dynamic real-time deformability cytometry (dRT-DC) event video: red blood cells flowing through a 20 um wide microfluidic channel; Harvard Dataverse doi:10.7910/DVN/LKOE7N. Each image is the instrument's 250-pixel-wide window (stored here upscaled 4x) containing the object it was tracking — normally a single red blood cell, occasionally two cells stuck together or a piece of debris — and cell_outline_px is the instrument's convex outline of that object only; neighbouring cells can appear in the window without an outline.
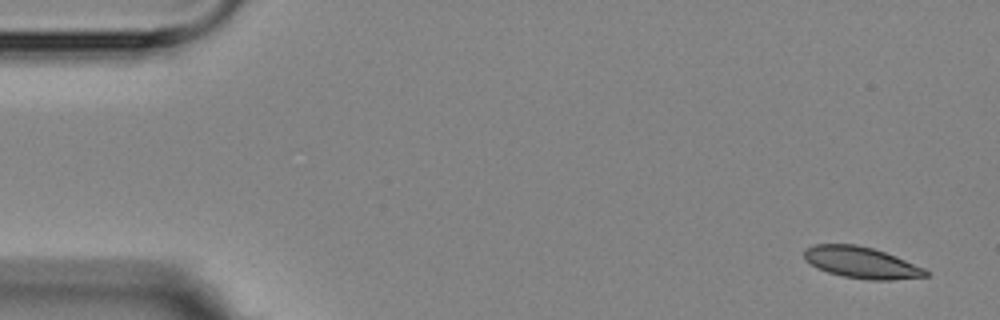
{"species": "Egyptian fruit bat (a non-hibernating species)", "species_latin": "Rousettus aegyptiacus", "temperature_condition": "room temperature", "stored_images_in_passage": 6, "camera_frame_rate_fps": 3000, "um_per_image_px": 0.085, "animal": {"sex": "female"}, "frame": {"image": 1, "passage_image": 1, "time_ms": 0.0, "image_size_px": [1000, 320], "cell_outline_px": [[928, 276], [892, 280], [868, 280], [844, 276], [828, 272], [816, 268], [804, 256], [804, 248], [812, 244], [856, 244], [872, 248], [896, 256], [924, 268], [928, 272]], "centroid_in_image_um": [73.21, 22.31], "position_along_channel_um": 11.8, "area_um2": 22.14}}
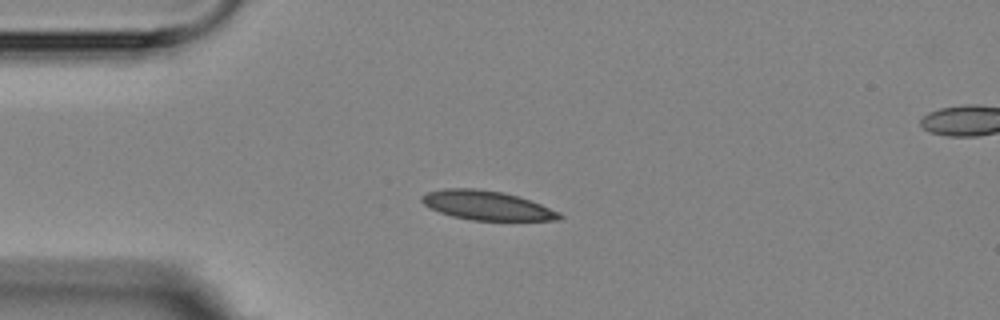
{"frame": {"image": 2, "passage_image": 4, "time_ms": 3.667, "image_size_px": [1000, 320], "cell_outline_px": [[564, 216], [560, 220], [472, 220], [452, 216], [440, 212], [424, 204], [420, 200], [420, 196], [428, 192], [444, 188], [472, 188], [504, 192], [540, 204], [560, 212]], "centroid_in_image_um": [41.37, 17.46], "position_along_channel_um": 43.6, "area_um2": 23.24}}
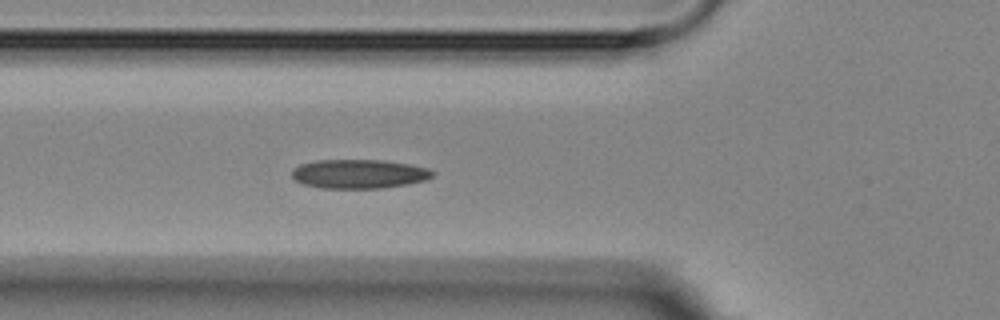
{"frame": {"image": 3, "passage_image": 6, "time_ms": 5.667, "image_size_px": [1000, 320], "cell_outline_px": [[436, 172], [432, 176], [424, 180], [404, 184], [380, 188], [320, 188], [304, 184], [296, 180], [292, 176], [292, 168], [300, 164], [316, 160], [384, 160], [408, 164], [428, 168]], "centroid_in_image_um": [30.48, 14.77], "position_along_channel_um": 95.3, "area_um2": 23.7}}